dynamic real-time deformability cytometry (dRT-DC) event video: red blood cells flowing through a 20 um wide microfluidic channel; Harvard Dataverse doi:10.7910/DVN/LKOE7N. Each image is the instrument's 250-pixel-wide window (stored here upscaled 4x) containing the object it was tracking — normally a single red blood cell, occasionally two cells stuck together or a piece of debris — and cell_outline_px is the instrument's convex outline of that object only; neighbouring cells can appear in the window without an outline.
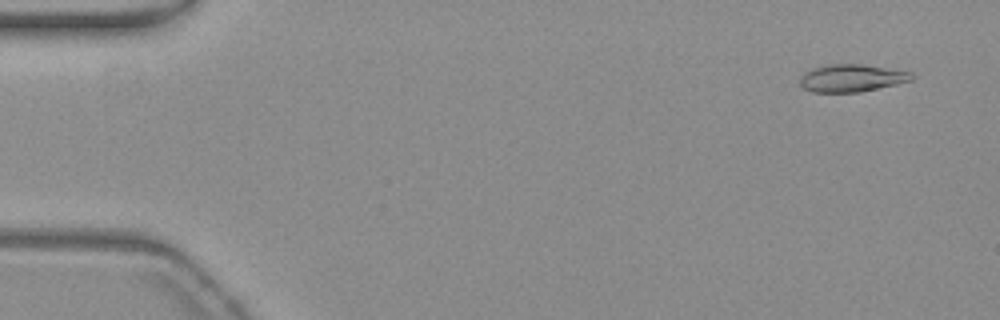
{"species": "common noctule bat (a hibernating species)", "species_latin": "Nyctalus noctula", "temperature_condition": "warm", "stored_images_in_passage": 56, "camera_frame_rate_fps": 3000, "um_per_image_px": 0.085, "animal": {"sex": "female", "body_mass_g": 19.3, "forearm_length_mm": 54.1}, "frame": {"image": 1, "passage_image": 4, "time_ms": 1.0, "image_size_px": [1000, 320], "cell_outline_px": [[916, 76], [912, 80], [896, 84], [860, 92], [812, 92], [804, 88], [800, 84], [800, 76], [804, 72], [812, 68], [828, 64], [860, 64], [912, 72]], "centroid_in_image_um": [72.38, 6.63], "position_along_channel_um": 12.6, "area_um2": 17.92}}
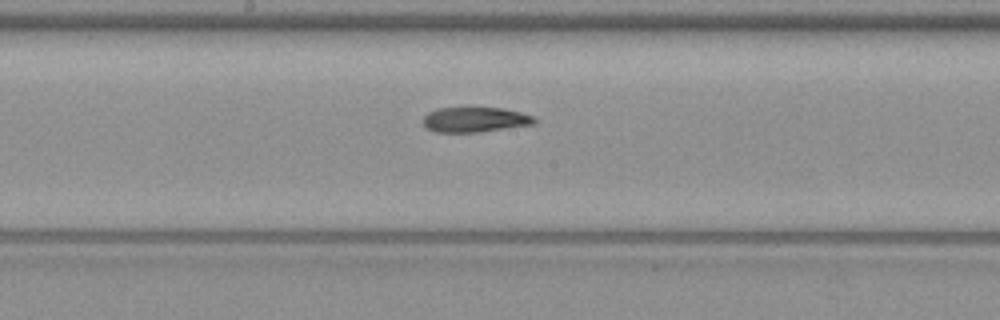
{"frame": {"image": 2, "passage_image": 30, "time_ms": 9.667, "image_size_px": [1000, 320], "cell_outline_px": [[536, 120], [532, 124], [476, 132], [436, 132], [428, 128], [424, 124], [424, 116], [428, 112], [436, 108], [464, 104], [504, 108], [536, 116]], "centroid_in_image_um": [40.33, 10.09], "position_along_channel_um": 207.9, "area_um2": 16.99}}
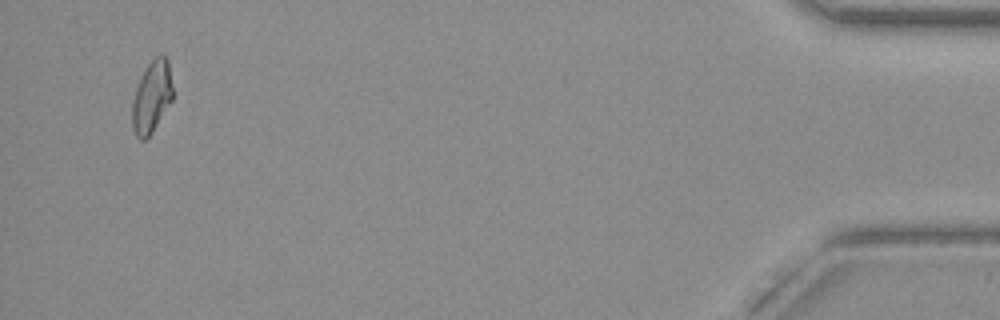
{"frame": {"image": 3, "passage_image": 54, "time_ms": 17.667, "image_size_px": [1000, 320], "cell_outline_px": [[172, 100], [152, 132], [144, 140], [140, 140], [136, 136], [132, 128], [132, 100], [136, 88], [148, 64], [156, 56], [164, 52], [168, 60], [172, 88]], "centroid_in_image_um": [12.89, 8.23], "position_along_channel_um": 422.3, "area_um2": 16.82}, "authors_computed_cell_mechanics": {"area_um2": 17.2244, "velocity_mm_per_s": 3.7352, "shape_relaxation_time_tau1_ms": 3.7409, "shape_relaxation_time_tau2_ms": 8.361, "deformation_change_tau1": 0.1604, "deformation_change_tau2": 0.1624}}